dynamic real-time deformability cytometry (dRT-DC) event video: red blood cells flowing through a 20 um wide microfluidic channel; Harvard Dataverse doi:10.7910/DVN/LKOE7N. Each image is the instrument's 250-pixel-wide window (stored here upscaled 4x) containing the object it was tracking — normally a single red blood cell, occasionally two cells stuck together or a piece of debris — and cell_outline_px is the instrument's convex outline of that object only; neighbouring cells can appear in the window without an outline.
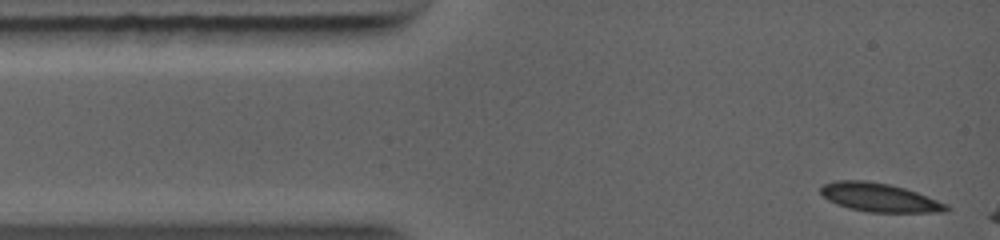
{"species": "common noctule bat (a hibernating species)", "species_latin": "Nyctalus noctula", "temperature_condition": "warm", "stored_images_in_passage": 30, "camera_frame_rate_fps": 5000, "um_per_image_px": 0.085, "animal": {"sex": "female", "body_mass_g": 19.0, "forearm_length_mm": 56.7}, "frame": {"image": 1, "passage_image": 1, "time_ms": 0.0, "image_size_px": [1000, 240], "cell_outline_px": [[952, 208], [948, 212], [868, 212], [848, 208], [836, 204], [828, 200], [820, 192], [820, 188], [824, 184], [836, 180], [864, 180], [888, 184], [904, 188], [916, 192], [948, 204]], "centroid_in_image_um": [74.76, 16.79], "position_along_channel_um": 10.2, "area_um2": 20.98}}
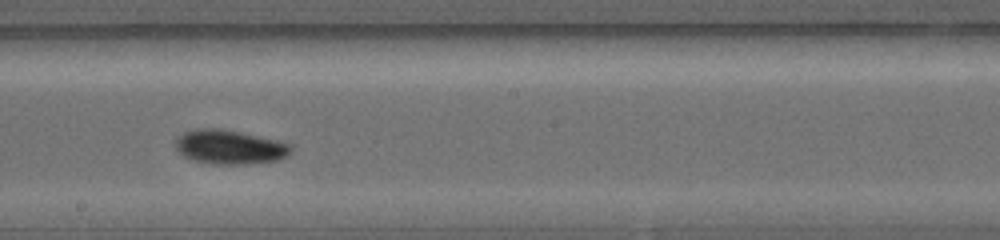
{"frame": {"image": 2, "passage_image": 17, "time_ms": 5.8, "image_size_px": [1000, 240], "cell_outline_px": [[292, 152], [280, 160], [244, 164], [212, 164], [192, 160], [184, 156], [176, 148], [176, 136], [184, 132], [196, 128], [224, 128], [276, 140], [292, 144]], "centroid_in_image_um": [19.52, 12.49], "position_along_channel_um": 228.7, "area_um2": 23.24}}
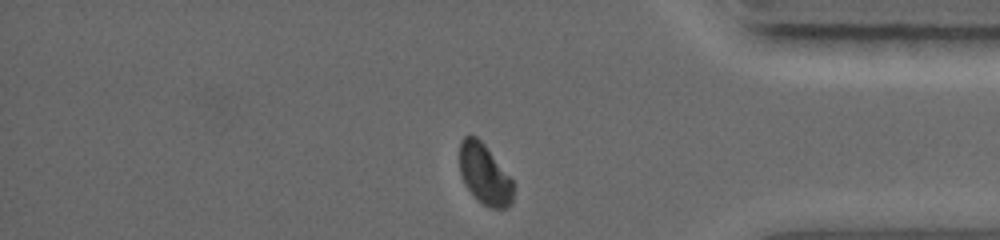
{"frame": {"image": 3, "passage_image": 28, "time_ms": 9.6, "image_size_px": [1000, 240], "cell_outline_px": [[512, 204], [508, 208], [492, 208], [476, 200], [464, 184], [460, 172], [460, 140], [468, 132], [476, 136], [484, 144], [512, 180]], "centroid_in_image_um": [41.15, 14.8], "position_along_channel_um": 394.0, "area_um2": 18.9}}